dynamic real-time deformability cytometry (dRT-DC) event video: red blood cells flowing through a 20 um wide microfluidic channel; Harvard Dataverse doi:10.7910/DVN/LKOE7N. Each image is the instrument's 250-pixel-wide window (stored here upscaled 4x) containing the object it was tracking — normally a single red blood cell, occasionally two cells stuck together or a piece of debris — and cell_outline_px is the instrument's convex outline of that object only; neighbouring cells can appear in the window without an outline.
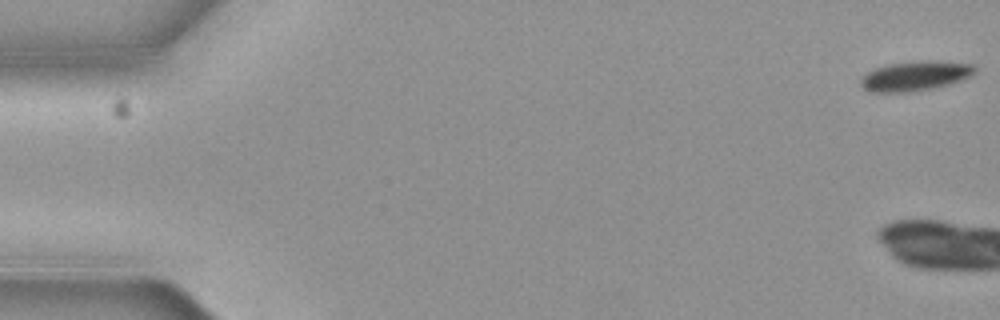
{"species": "common noctule bat (a hibernating species)", "species_latin": "Nyctalus noctula", "temperature_condition": "cold", "stored_images_in_passage": 8, "camera_frame_rate_fps": 3000, "um_per_image_px": 0.085, "animal": {"sex": "female", "body_mass_g": 19.3, "forearm_length_mm": 54.1}, "frame": {"image": 1, "passage_image": 1, "time_ms": 0.0, "image_size_px": [1000, 320], "cell_outline_px": [[976, 72], [960, 80], [948, 84], [908, 92], [868, 92], [860, 84], [860, 80], [868, 72], [876, 68], [888, 64], [920, 60], [928, 60], [972, 64], [976, 68]], "centroid_in_image_um": [77.76, 6.44], "position_along_channel_um": 7.2, "area_um2": 19.42}}